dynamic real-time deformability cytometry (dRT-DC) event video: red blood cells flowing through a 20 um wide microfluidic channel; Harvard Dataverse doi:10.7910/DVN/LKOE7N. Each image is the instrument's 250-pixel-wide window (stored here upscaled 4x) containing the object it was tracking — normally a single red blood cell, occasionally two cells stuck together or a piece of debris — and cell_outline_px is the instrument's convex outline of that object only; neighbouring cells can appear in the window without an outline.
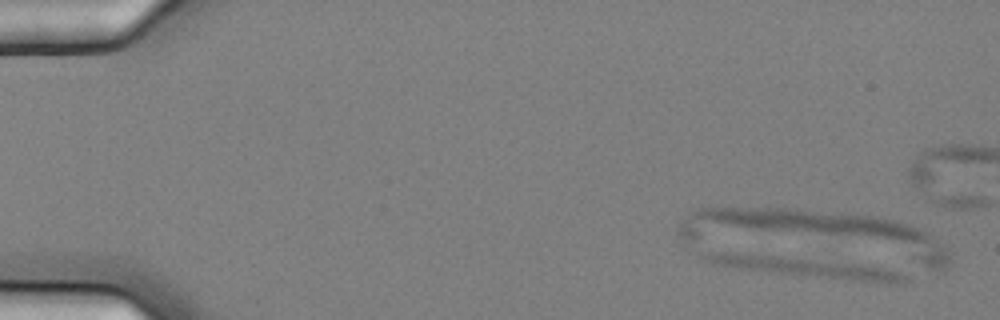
{"species": "common noctule bat (a hibernating species)", "species_latin": "Nyctalus noctula", "temperature_condition": "cold", "stored_images_in_passage": 9, "camera_frame_rate_fps": 3000, "um_per_image_px": 0.085, "animal": {"sex": "female", "body_mass_g": 25.1}, "frame": {"image": 1, "passage_image": 2, "time_ms": 0.333, "image_size_px": [1000, 320], "cell_outline_px": [[912, 280], [900, 284], [884, 284], [768, 272], [732, 268], [716, 264], [700, 256], [696, 252], [736, 252], [780, 256], [864, 264], [900, 272], [908, 276]], "centroid_in_image_um": [68.56, 22.73], "position_along_channel_um": 16.4, "area_um2": 23.7}}